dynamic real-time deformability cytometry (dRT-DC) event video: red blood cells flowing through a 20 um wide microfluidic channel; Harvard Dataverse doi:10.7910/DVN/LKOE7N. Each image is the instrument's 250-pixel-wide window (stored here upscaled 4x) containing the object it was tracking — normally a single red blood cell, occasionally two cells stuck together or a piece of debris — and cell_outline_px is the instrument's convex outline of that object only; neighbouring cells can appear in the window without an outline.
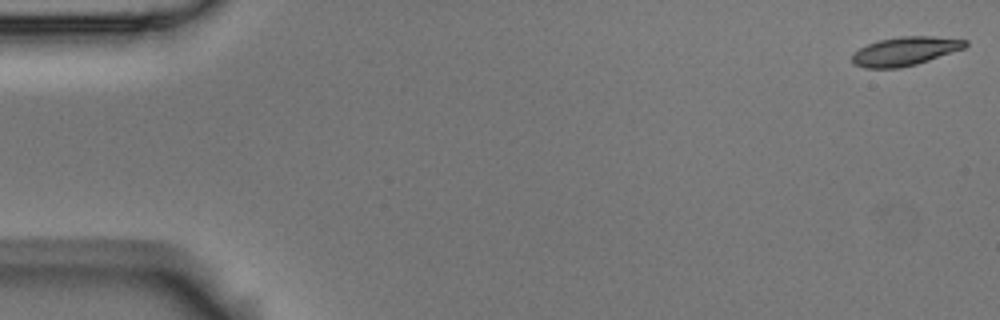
{"species": "Egyptian fruit bat (a non-hibernating species)", "species_latin": "Rousettus aegyptiacus", "temperature_condition": "room temperature", "stored_images_in_passage": 5, "camera_frame_rate_fps": 3000, "um_per_image_px": 0.085, "animal": {"sex": "male"}, "frame": {"image": 1, "passage_image": 1, "time_ms": 0.0, "image_size_px": [1000, 320], "cell_outline_px": [[968, 44], [964, 48], [916, 64], [900, 68], [864, 68], [852, 64], [852, 56], [860, 48], [868, 44], [880, 40], [900, 36], [932, 36], [968, 40]], "centroid_in_image_um": [76.92, 4.35], "position_along_channel_um": 8.1, "area_um2": 18.79}}
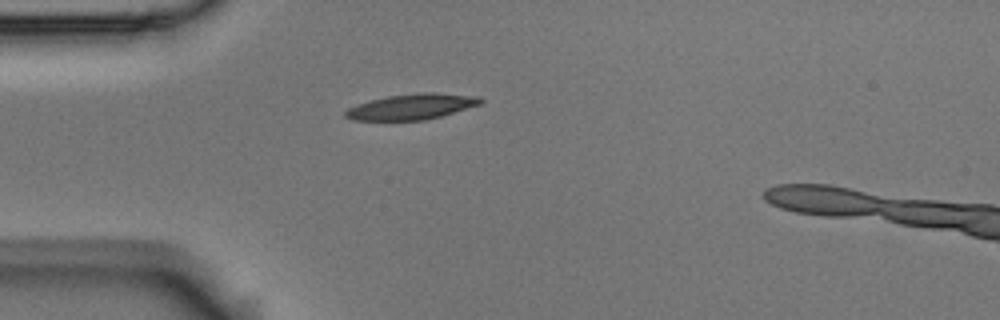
{"frame": {"image": 2, "passage_image": 5, "time_ms": 1.333, "image_size_px": [1000, 320], "cell_outline_px": [[484, 100], [480, 104], [440, 116], [424, 120], [352, 120], [344, 116], [344, 112], [348, 108], [372, 100], [388, 96], [420, 92], [432, 92], [480, 96]], "centroid_in_image_um": [35.01, 9.06], "position_along_channel_um": 50.0, "area_um2": 19.94}}